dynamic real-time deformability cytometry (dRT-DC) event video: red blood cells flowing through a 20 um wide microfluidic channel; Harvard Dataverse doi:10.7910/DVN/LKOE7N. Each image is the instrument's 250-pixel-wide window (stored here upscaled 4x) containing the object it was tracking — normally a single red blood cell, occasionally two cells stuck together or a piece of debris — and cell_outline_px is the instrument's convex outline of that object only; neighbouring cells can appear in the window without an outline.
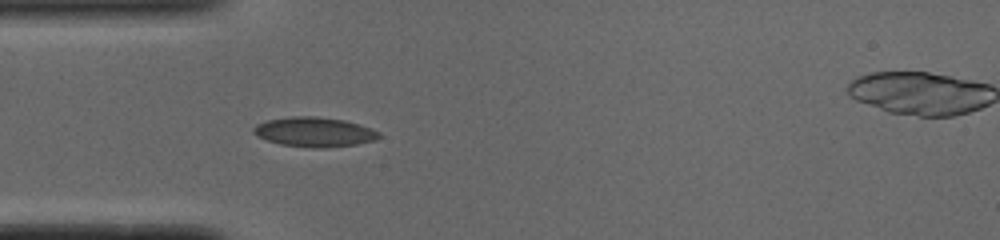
{"species": "common noctule bat (a hibernating species)", "species_latin": "Nyctalus noctula", "temperature_condition": "cold", "stored_images_in_passage": 39, "camera_frame_rate_fps": 3000, "um_per_image_px": 0.085, "animal": {"sex": "male", "body_mass_g": 19.0, "forearm_length_mm": 50.8}, "frame": {"image": 1, "passage_image": 1, "time_ms": 0.0, "image_size_px": [1000, 240], "cell_outline_px": [[380, 136], [376, 140], [356, 144], [328, 148], [312, 148], [280, 144], [256, 136], [252, 132], [252, 128], [256, 124], [268, 120], [292, 116], [316, 116], [344, 120], [380, 132]], "centroid_in_image_um": [26.68, 11.22], "position_along_channel_um": 58.3, "area_um2": 21.62}}
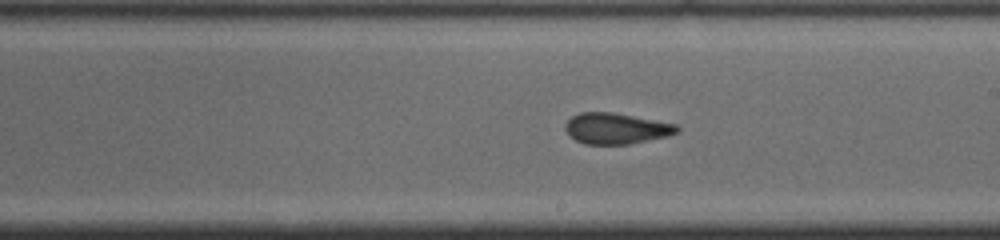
{"frame": {"image": 2, "passage_image": 15, "time_ms": 4.667, "image_size_px": [1000, 240], "cell_outline_px": [[680, 132], [668, 136], [628, 144], [584, 144], [576, 140], [568, 132], [568, 120], [572, 116], [580, 112], [612, 112], [676, 124], [680, 128]], "centroid_in_image_um": [52.43, 10.92], "position_along_channel_um": 236.6, "area_um2": 19.83}}
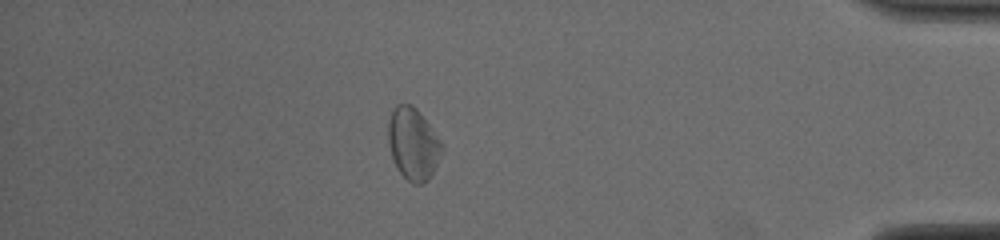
{"frame": {"image": 3, "passage_image": 31, "time_ms": 10.0, "image_size_px": [1000, 240], "cell_outline_px": [[444, 152], [428, 180], [424, 184], [412, 184], [400, 172], [392, 156], [388, 140], [388, 124], [392, 112], [396, 104], [412, 104], [416, 108], [444, 144]], "centroid_in_image_um": [35.15, 12.24], "position_along_channel_um": 400.0, "area_um2": 22.48}}